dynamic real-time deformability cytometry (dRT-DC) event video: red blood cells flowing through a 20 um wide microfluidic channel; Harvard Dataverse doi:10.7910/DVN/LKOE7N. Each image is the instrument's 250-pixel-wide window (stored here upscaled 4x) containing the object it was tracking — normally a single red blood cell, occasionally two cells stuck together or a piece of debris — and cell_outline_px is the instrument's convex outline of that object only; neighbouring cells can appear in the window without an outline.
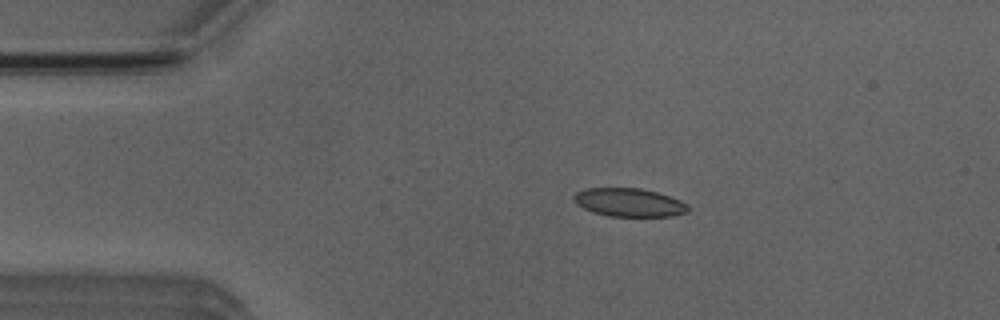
{"species": "Egyptian fruit bat (a non-hibernating species)", "species_latin": "Rousettus aegyptiacus", "temperature_condition": "room temperature", "stored_images_in_passage": 5, "camera_frame_rate_fps": 3000, "um_per_image_px": 0.085, "animal": {"sex": "male"}, "frame": {"image": 1, "passage_image": 3, "time_ms": 2.333, "image_size_px": [1000, 320], "cell_outline_px": [[688, 212], [672, 216], [608, 216], [592, 212], [576, 204], [572, 200], [572, 196], [576, 192], [584, 188], [640, 188], [656, 192], [680, 200], [688, 204]], "centroid_in_image_um": [53.43, 17.2], "position_along_channel_um": 31.6, "area_um2": 18.96}}
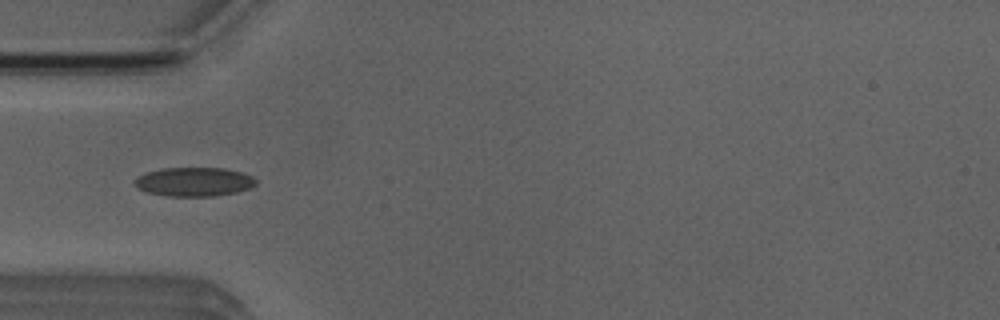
{"frame": {"image": 2, "passage_image": 5, "time_ms": 4.333, "image_size_px": [1000, 320], "cell_outline_px": [[256, 184], [248, 188], [236, 192], [216, 196], [168, 196], [148, 192], [136, 188], [132, 184], [140, 176], [148, 172], [164, 168], [224, 168], [244, 172], [252, 176], [256, 180]], "centroid_in_image_um": [16.51, 15.45], "position_along_channel_um": 68.5, "area_um2": 20.4}}